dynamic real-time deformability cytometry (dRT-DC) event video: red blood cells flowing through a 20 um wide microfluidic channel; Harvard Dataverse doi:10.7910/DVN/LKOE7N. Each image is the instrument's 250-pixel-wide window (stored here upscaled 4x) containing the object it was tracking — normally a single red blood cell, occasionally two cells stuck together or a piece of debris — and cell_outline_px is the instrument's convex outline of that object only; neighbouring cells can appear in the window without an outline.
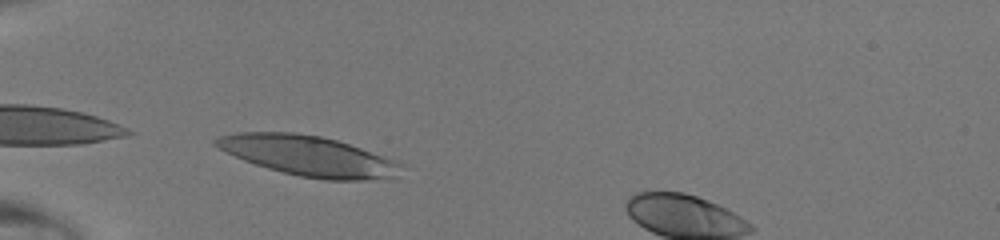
{"species": "human", "species_latin": "Homo sapiens", "temperature_condition": "room temperature", "stored_images_in_passage": 22, "camera_frame_rate_fps": 3000, "um_per_image_px": 0.085, "donor": {"sex": "male"}, "frame": {"image": 1, "passage_image": 1, "time_ms": 0.0, "image_size_px": [1000, 240], "cell_outline_px": [[408, 164], [392, 176], [368, 180], [328, 180], [300, 176], [268, 168], [244, 160], [212, 144], [212, 140], [220, 136], [236, 132], [292, 132], [320, 136], [336, 140], [400, 160]], "centroid_in_image_um": [26.27, 13.24], "position_along_channel_um": 58.7, "area_um2": 43.23}}
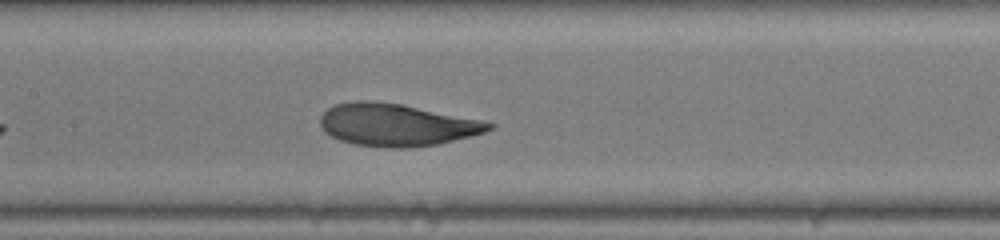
{"frame": {"image": 2, "passage_image": 10, "time_ms": 3.0, "image_size_px": [1000, 240], "cell_outline_px": [[496, 124], [492, 128], [484, 132], [472, 136], [440, 144], [408, 148], [384, 148], [352, 144], [340, 140], [324, 132], [320, 124], [320, 116], [328, 108], [336, 104], [352, 100], [372, 100], [400, 104], [480, 120]], "centroid_in_image_um": [33.67, 10.62], "position_along_channel_um": 173.7, "area_um2": 41.73}}
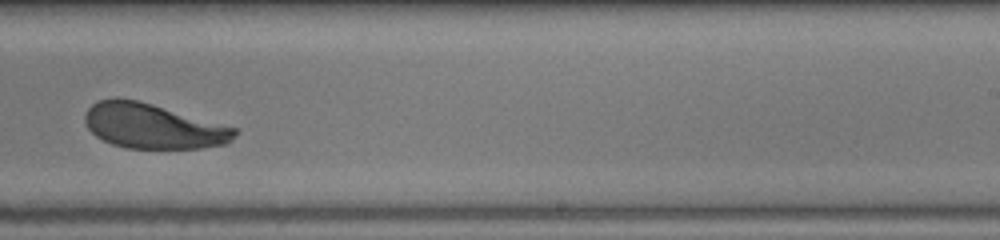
{"frame": {"image": 3, "passage_image": 17, "time_ms": 5.333, "image_size_px": [1000, 240], "cell_outline_px": [[240, 132], [228, 144], [200, 148], [128, 148], [112, 144], [96, 136], [88, 128], [84, 120], [84, 116], [88, 108], [92, 104], [100, 100], [116, 96], [140, 100], [236, 128]], "centroid_in_image_um": [13.0, 10.71], "position_along_channel_um": 276.0, "area_um2": 39.42}}